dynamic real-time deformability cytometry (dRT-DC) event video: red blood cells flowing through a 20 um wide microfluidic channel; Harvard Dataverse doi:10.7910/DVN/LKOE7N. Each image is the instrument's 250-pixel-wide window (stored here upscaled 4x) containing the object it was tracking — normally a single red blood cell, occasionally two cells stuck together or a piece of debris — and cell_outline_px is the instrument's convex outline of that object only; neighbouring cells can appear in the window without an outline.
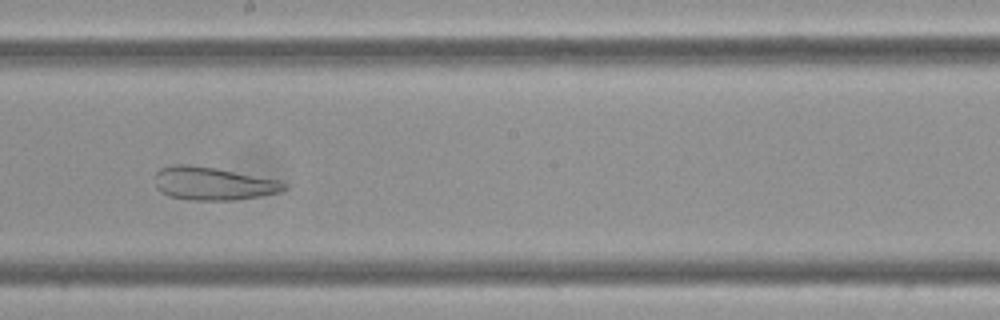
{"species": "Egyptian fruit bat (a non-hibernating species)", "species_latin": "Rousettus aegyptiacus", "temperature_condition": "cold", "stored_images_in_passage": 57, "camera_frame_rate_fps": 3000, "um_per_image_px": 0.085, "frame": {"image": 1, "passage_image": 30, "time_ms": 9.667, "image_size_px": [1000, 320], "cell_outline_px": [[288, 188], [280, 192], [260, 196], [236, 200], [192, 200], [168, 196], [160, 192], [156, 188], [156, 172], [160, 168], [176, 164], [188, 164], [212, 168], [276, 180], [288, 184]], "centroid_in_image_um": [18.08, 15.62], "position_along_channel_um": 230.1, "area_um2": 24.62}}
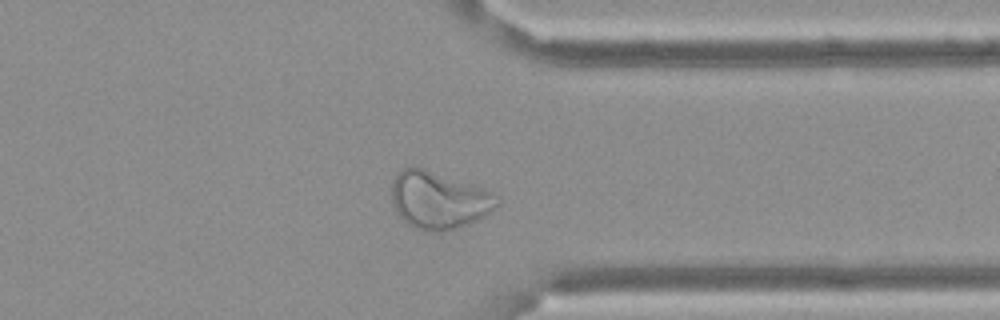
{"frame": {"image": 2, "passage_image": 43, "time_ms": 14.0, "image_size_px": [1000, 320], "cell_outline_px": [[500, 200], [484, 216], [468, 224], [444, 232], [424, 232], [408, 224], [396, 212], [392, 200], [392, 180], [408, 164], [412, 164], [484, 188], [492, 192]], "centroid_in_image_um": [37.25, 17.0], "position_along_channel_um": 374.1, "area_um2": 35.26}}
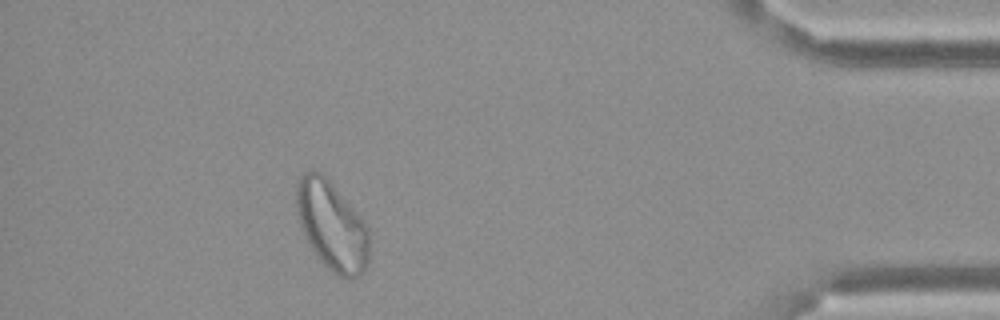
{"frame": {"image": 3, "passage_image": 50, "time_ms": 16.333, "image_size_px": [1000, 320], "cell_outline_px": [[368, 264], [364, 272], [360, 276], [352, 280], [344, 280], [332, 272], [316, 256], [300, 224], [296, 212], [296, 180], [304, 172], [324, 172], [360, 216], [368, 228]], "centroid_in_image_um": [28.21, 19.2], "position_along_channel_um": 407.0, "area_um2": 38.09}}